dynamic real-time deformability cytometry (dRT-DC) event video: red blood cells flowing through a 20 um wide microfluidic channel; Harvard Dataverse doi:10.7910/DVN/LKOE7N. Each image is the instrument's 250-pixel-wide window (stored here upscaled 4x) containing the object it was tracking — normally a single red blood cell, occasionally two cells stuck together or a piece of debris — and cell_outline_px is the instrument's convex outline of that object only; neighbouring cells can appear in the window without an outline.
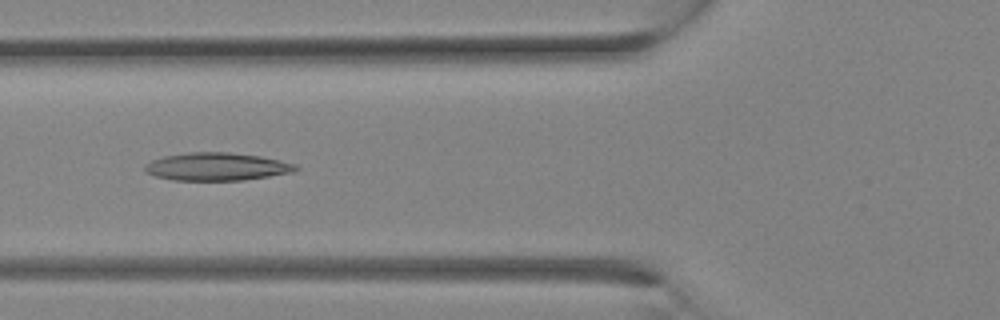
{"species": "Egyptian fruit bat (a non-hibernating species)", "species_latin": "Rousettus aegyptiacus", "temperature_condition": "room temperature", "stored_images_in_passage": 13, "camera_frame_rate_fps": 3000, "um_per_image_px": 0.085, "animal": {"sex": "female"}, "frame": {"image": 1, "passage_image": 8, "time_ms": 2.333, "image_size_px": [1000, 320], "cell_outline_px": [[300, 168], [292, 172], [244, 180], [172, 180], [156, 176], [144, 172], [144, 164], [152, 160], [164, 156], [188, 152], [228, 152], [260, 156], [280, 160], [296, 164]], "centroid_in_image_um": [18.4, 14.16], "position_along_channel_um": 107.4, "area_um2": 24.51}}
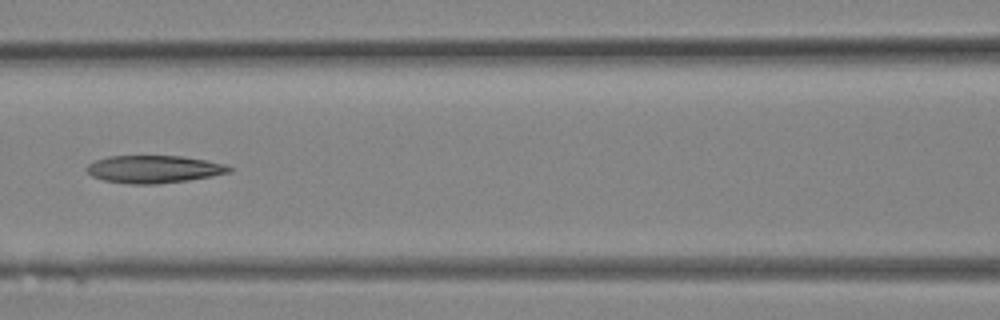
{"frame": {"image": 2, "passage_image": 10, "time_ms": 3.0, "image_size_px": [1000, 320], "cell_outline_px": [[232, 172], [212, 176], [188, 180], [156, 184], [128, 184], [104, 180], [92, 176], [84, 168], [88, 164], [96, 160], [108, 156], [184, 156], [224, 164], [232, 168]], "centroid_in_image_um": [13.06, 14.38], "position_along_channel_um": 153.5, "area_um2": 22.89}}
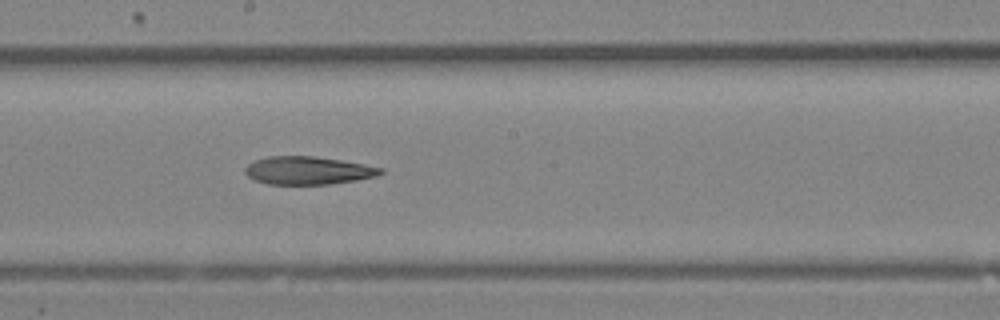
{"frame": {"image": 3, "passage_image": 13, "time_ms": 4.0, "image_size_px": [1000, 320], "cell_outline_px": [[384, 172], [376, 176], [356, 180], [328, 184], [268, 184], [256, 180], [248, 176], [244, 172], [244, 168], [248, 164], [256, 160], [268, 156], [312, 156], [340, 160], [364, 164], [384, 168]], "centroid_in_image_um": [26.18, 14.49], "position_along_channel_um": 222.0, "area_um2": 21.96}}